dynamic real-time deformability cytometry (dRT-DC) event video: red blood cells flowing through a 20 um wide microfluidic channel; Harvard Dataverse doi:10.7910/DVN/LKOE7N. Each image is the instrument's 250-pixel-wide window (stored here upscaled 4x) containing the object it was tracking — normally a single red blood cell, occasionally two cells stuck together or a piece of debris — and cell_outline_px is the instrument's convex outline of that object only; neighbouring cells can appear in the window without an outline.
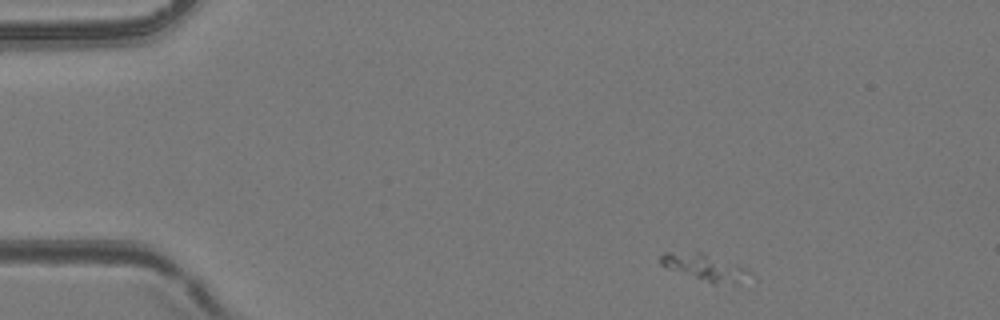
{"species": "common noctule bat (a hibernating species)", "species_latin": "Nyctalus noctula", "temperature_condition": "room temperature", "stored_images_in_passage": 3, "camera_frame_rate_fps": 3000, "um_per_image_px": 0.085, "animal": {"sex": "female", "body_mass_g": 24.6, "forearm_length_mm": 56.2}, "frame": {"image": 1, "passage_image": 1, "time_ms": 0.0, "image_size_px": [1000, 320], "cell_outline_px": [[752, 272], [740, 284], [712, 284], [664, 268], [660, 264], [660, 256], [664, 252], [700, 252], [748, 268]], "centroid_in_image_um": [59.89, 22.75], "position_along_channel_um": 25.1, "area_um2": 14.1}}